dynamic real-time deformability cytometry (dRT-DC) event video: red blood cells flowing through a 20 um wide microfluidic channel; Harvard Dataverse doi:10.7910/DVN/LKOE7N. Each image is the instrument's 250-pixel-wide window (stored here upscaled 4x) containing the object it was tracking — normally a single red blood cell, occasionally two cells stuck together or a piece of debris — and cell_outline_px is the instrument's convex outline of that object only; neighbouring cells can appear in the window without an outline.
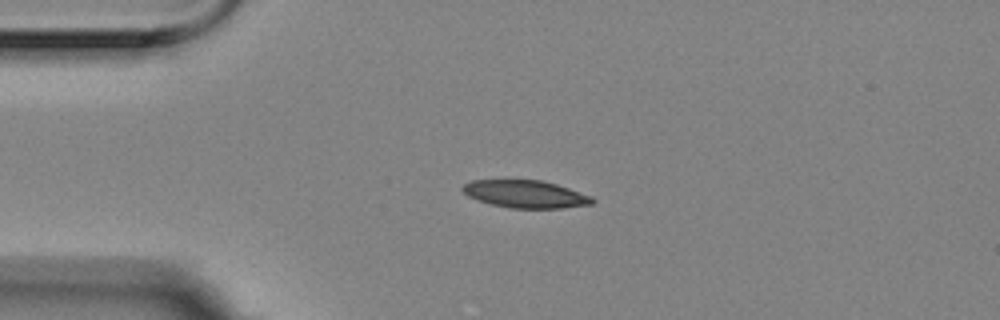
{"species": "Egyptian fruit bat (a non-hibernating species)", "species_latin": "Rousettus aegyptiacus", "temperature_condition": "room temperature", "stored_images_in_passage": 2, "camera_frame_rate_fps": 3000, "um_per_image_px": 0.085, "animal": {"sex": "female"}, "frame": {"image": 1, "passage_image": 1, "time_ms": 0.0, "image_size_px": [1000, 320], "cell_outline_px": [[596, 200], [592, 204], [560, 208], [508, 208], [492, 204], [468, 196], [460, 188], [464, 184], [472, 180], [540, 180], [556, 184], [592, 196]], "centroid_in_image_um": [44.67, 16.5], "position_along_channel_um": 40.3, "area_um2": 20.69}}